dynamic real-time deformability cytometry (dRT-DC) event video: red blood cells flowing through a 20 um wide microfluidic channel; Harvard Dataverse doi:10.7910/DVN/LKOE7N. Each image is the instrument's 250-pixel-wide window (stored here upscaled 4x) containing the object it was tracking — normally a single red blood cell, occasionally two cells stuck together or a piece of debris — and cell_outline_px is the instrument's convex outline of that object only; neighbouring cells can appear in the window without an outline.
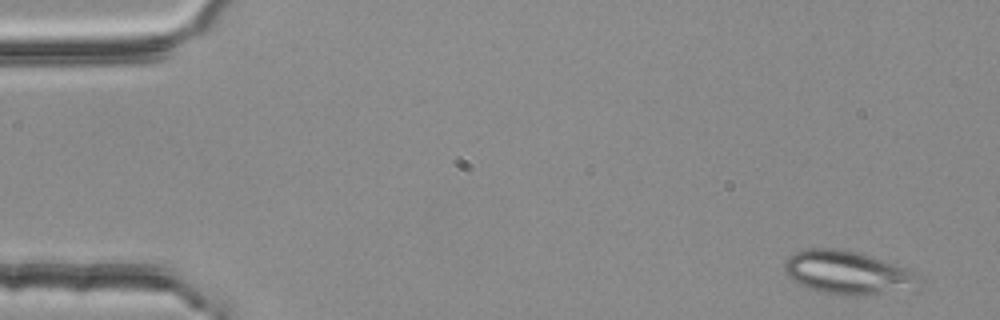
{"species": "common noctule bat (a hibernating species)", "species_latin": "Nyctalus noctula", "temperature_condition": "room temperature", "stored_images_in_passage": 4, "camera_frame_rate_fps": 3000, "um_per_image_px": 0.085, "animal": {"sex": "female", "body_mass_g": 25.1}, "frame": {"image": 1, "passage_image": 1, "time_ms": 0.0, "image_size_px": [1000, 320], "cell_outline_px": [[924, 284], [916, 292], [820, 292], [808, 288], [792, 280], [784, 272], [784, 260], [788, 256], [796, 252], [808, 248], [840, 248], [860, 252], [884, 260], [916, 272], [924, 280]], "centroid_in_image_um": [72.14, 23.13], "position_along_channel_um": 12.9, "area_um2": 33.99}}